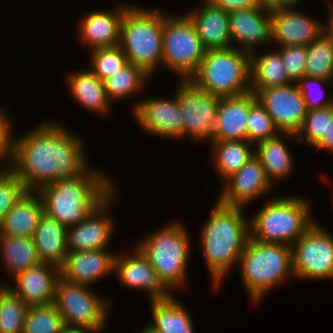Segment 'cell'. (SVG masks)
I'll use <instances>...</instances> for the list:
<instances>
[{"label":"cell","instance_id":"obj_33","mask_svg":"<svg viewBox=\"0 0 333 333\" xmlns=\"http://www.w3.org/2000/svg\"><path fill=\"white\" fill-rule=\"evenodd\" d=\"M150 77L141 67L128 62L118 72L103 81L107 97L113 102L116 99L122 101L133 96L136 92L143 90V85Z\"/></svg>","mask_w":333,"mask_h":333},{"label":"cell","instance_id":"obj_11","mask_svg":"<svg viewBox=\"0 0 333 333\" xmlns=\"http://www.w3.org/2000/svg\"><path fill=\"white\" fill-rule=\"evenodd\" d=\"M316 221L291 246L294 278L333 279V236Z\"/></svg>","mask_w":333,"mask_h":333},{"label":"cell","instance_id":"obj_32","mask_svg":"<svg viewBox=\"0 0 333 333\" xmlns=\"http://www.w3.org/2000/svg\"><path fill=\"white\" fill-rule=\"evenodd\" d=\"M211 146L214 167L223 180L237 172L254 156V150H252L254 144L246 140H215Z\"/></svg>","mask_w":333,"mask_h":333},{"label":"cell","instance_id":"obj_19","mask_svg":"<svg viewBox=\"0 0 333 333\" xmlns=\"http://www.w3.org/2000/svg\"><path fill=\"white\" fill-rule=\"evenodd\" d=\"M116 253L107 249L68 252L60 269V278L74 284L91 286L114 272Z\"/></svg>","mask_w":333,"mask_h":333},{"label":"cell","instance_id":"obj_1","mask_svg":"<svg viewBox=\"0 0 333 333\" xmlns=\"http://www.w3.org/2000/svg\"><path fill=\"white\" fill-rule=\"evenodd\" d=\"M65 127L52 121L42 122L14 138L9 168L23 181L26 191L37 192L56 180L79 176L89 168L81 137Z\"/></svg>","mask_w":333,"mask_h":333},{"label":"cell","instance_id":"obj_4","mask_svg":"<svg viewBox=\"0 0 333 333\" xmlns=\"http://www.w3.org/2000/svg\"><path fill=\"white\" fill-rule=\"evenodd\" d=\"M243 286L254 304L269 290L294 278L292 247L263 243L249 237L238 260Z\"/></svg>","mask_w":333,"mask_h":333},{"label":"cell","instance_id":"obj_43","mask_svg":"<svg viewBox=\"0 0 333 333\" xmlns=\"http://www.w3.org/2000/svg\"><path fill=\"white\" fill-rule=\"evenodd\" d=\"M4 111L3 107L0 106V161L2 162L7 159L9 163L4 167H9L13 155L14 137L12 136L11 118Z\"/></svg>","mask_w":333,"mask_h":333},{"label":"cell","instance_id":"obj_20","mask_svg":"<svg viewBox=\"0 0 333 333\" xmlns=\"http://www.w3.org/2000/svg\"><path fill=\"white\" fill-rule=\"evenodd\" d=\"M15 288L6 285L27 306L54 303L56 285L60 269L54 265L40 263L17 273L14 277Z\"/></svg>","mask_w":333,"mask_h":333},{"label":"cell","instance_id":"obj_2","mask_svg":"<svg viewBox=\"0 0 333 333\" xmlns=\"http://www.w3.org/2000/svg\"><path fill=\"white\" fill-rule=\"evenodd\" d=\"M89 167L83 174L41 187L43 211L68 228L83 221L116 188L110 177Z\"/></svg>","mask_w":333,"mask_h":333},{"label":"cell","instance_id":"obj_45","mask_svg":"<svg viewBox=\"0 0 333 333\" xmlns=\"http://www.w3.org/2000/svg\"><path fill=\"white\" fill-rule=\"evenodd\" d=\"M313 147L333 154V117H327L326 135H323Z\"/></svg>","mask_w":333,"mask_h":333},{"label":"cell","instance_id":"obj_47","mask_svg":"<svg viewBox=\"0 0 333 333\" xmlns=\"http://www.w3.org/2000/svg\"><path fill=\"white\" fill-rule=\"evenodd\" d=\"M256 3L259 7L267 10H273L282 7V0H256Z\"/></svg>","mask_w":333,"mask_h":333},{"label":"cell","instance_id":"obj_37","mask_svg":"<svg viewBox=\"0 0 333 333\" xmlns=\"http://www.w3.org/2000/svg\"><path fill=\"white\" fill-rule=\"evenodd\" d=\"M90 70L102 81L118 72L126 63V55L120 45L91 50Z\"/></svg>","mask_w":333,"mask_h":333},{"label":"cell","instance_id":"obj_38","mask_svg":"<svg viewBox=\"0 0 333 333\" xmlns=\"http://www.w3.org/2000/svg\"><path fill=\"white\" fill-rule=\"evenodd\" d=\"M280 133L266 109L256 100L250 106L247 121V141L255 145Z\"/></svg>","mask_w":333,"mask_h":333},{"label":"cell","instance_id":"obj_8","mask_svg":"<svg viewBox=\"0 0 333 333\" xmlns=\"http://www.w3.org/2000/svg\"><path fill=\"white\" fill-rule=\"evenodd\" d=\"M233 46L206 49L199 68L189 80L219 97L250 92V53Z\"/></svg>","mask_w":333,"mask_h":333},{"label":"cell","instance_id":"obj_17","mask_svg":"<svg viewBox=\"0 0 333 333\" xmlns=\"http://www.w3.org/2000/svg\"><path fill=\"white\" fill-rule=\"evenodd\" d=\"M271 42L279 47L308 46L322 35V22L292 6L270 10Z\"/></svg>","mask_w":333,"mask_h":333},{"label":"cell","instance_id":"obj_49","mask_svg":"<svg viewBox=\"0 0 333 333\" xmlns=\"http://www.w3.org/2000/svg\"><path fill=\"white\" fill-rule=\"evenodd\" d=\"M301 0H282V7H295Z\"/></svg>","mask_w":333,"mask_h":333},{"label":"cell","instance_id":"obj_9","mask_svg":"<svg viewBox=\"0 0 333 333\" xmlns=\"http://www.w3.org/2000/svg\"><path fill=\"white\" fill-rule=\"evenodd\" d=\"M164 13L162 66L180 79H189L199 68L206 48L187 14Z\"/></svg>","mask_w":333,"mask_h":333},{"label":"cell","instance_id":"obj_34","mask_svg":"<svg viewBox=\"0 0 333 333\" xmlns=\"http://www.w3.org/2000/svg\"><path fill=\"white\" fill-rule=\"evenodd\" d=\"M29 306L6 285L0 286V333H23Z\"/></svg>","mask_w":333,"mask_h":333},{"label":"cell","instance_id":"obj_5","mask_svg":"<svg viewBox=\"0 0 333 333\" xmlns=\"http://www.w3.org/2000/svg\"><path fill=\"white\" fill-rule=\"evenodd\" d=\"M310 204L301 195L272 199L249 220L250 238L292 246L316 221L310 215Z\"/></svg>","mask_w":333,"mask_h":333},{"label":"cell","instance_id":"obj_42","mask_svg":"<svg viewBox=\"0 0 333 333\" xmlns=\"http://www.w3.org/2000/svg\"><path fill=\"white\" fill-rule=\"evenodd\" d=\"M330 83L331 80L326 79V78H318V77H313V76H303L302 78L298 79L295 83L299 89V92L303 95V99L305 101L306 105V110H314L318 108H323V107H328L333 105V98H324V90L319 93H323L320 97L319 95H312L313 93L311 92V86L310 85H317V86H322L323 84ZM314 88V87H313ZM316 88V87H315ZM321 89V88H319ZM313 90V89H312ZM318 90V89H317ZM317 94V93H316ZM316 96V97H315ZM314 97V98H313Z\"/></svg>","mask_w":333,"mask_h":333},{"label":"cell","instance_id":"obj_16","mask_svg":"<svg viewBox=\"0 0 333 333\" xmlns=\"http://www.w3.org/2000/svg\"><path fill=\"white\" fill-rule=\"evenodd\" d=\"M225 186L217 201L226 206L242 207L255 199L263 197L274 186L268 180L266 172L254 155L237 172L224 180Z\"/></svg>","mask_w":333,"mask_h":333},{"label":"cell","instance_id":"obj_15","mask_svg":"<svg viewBox=\"0 0 333 333\" xmlns=\"http://www.w3.org/2000/svg\"><path fill=\"white\" fill-rule=\"evenodd\" d=\"M114 190L99 206H97L79 224L67 228V250L88 251L108 249L114 231L113 217L107 213L113 203ZM112 202V203H111Z\"/></svg>","mask_w":333,"mask_h":333},{"label":"cell","instance_id":"obj_48","mask_svg":"<svg viewBox=\"0 0 333 333\" xmlns=\"http://www.w3.org/2000/svg\"><path fill=\"white\" fill-rule=\"evenodd\" d=\"M59 333H95L87 328L64 325Z\"/></svg>","mask_w":333,"mask_h":333},{"label":"cell","instance_id":"obj_12","mask_svg":"<svg viewBox=\"0 0 333 333\" xmlns=\"http://www.w3.org/2000/svg\"><path fill=\"white\" fill-rule=\"evenodd\" d=\"M176 89L183 123V138L198 141H215L213 126L219 110V96L198 88L189 79H180Z\"/></svg>","mask_w":333,"mask_h":333},{"label":"cell","instance_id":"obj_41","mask_svg":"<svg viewBox=\"0 0 333 333\" xmlns=\"http://www.w3.org/2000/svg\"><path fill=\"white\" fill-rule=\"evenodd\" d=\"M282 61L289 78L295 83L305 76V65L307 60V46L289 45L278 47Z\"/></svg>","mask_w":333,"mask_h":333},{"label":"cell","instance_id":"obj_6","mask_svg":"<svg viewBox=\"0 0 333 333\" xmlns=\"http://www.w3.org/2000/svg\"><path fill=\"white\" fill-rule=\"evenodd\" d=\"M178 220L149 233L137 245L148 258L158 278L170 290L185 287L191 254L190 237Z\"/></svg>","mask_w":333,"mask_h":333},{"label":"cell","instance_id":"obj_7","mask_svg":"<svg viewBox=\"0 0 333 333\" xmlns=\"http://www.w3.org/2000/svg\"><path fill=\"white\" fill-rule=\"evenodd\" d=\"M164 12L132 5L124 14L119 45L127 61L153 77L162 65Z\"/></svg>","mask_w":333,"mask_h":333},{"label":"cell","instance_id":"obj_44","mask_svg":"<svg viewBox=\"0 0 333 333\" xmlns=\"http://www.w3.org/2000/svg\"><path fill=\"white\" fill-rule=\"evenodd\" d=\"M210 5L222 8L227 12L252 9L257 6L256 0H205Z\"/></svg>","mask_w":333,"mask_h":333},{"label":"cell","instance_id":"obj_13","mask_svg":"<svg viewBox=\"0 0 333 333\" xmlns=\"http://www.w3.org/2000/svg\"><path fill=\"white\" fill-rule=\"evenodd\" d=\"M255 93L280 132L296 134L306 116L303 95L294 82L290 85L269 87Z\"/></svg>","mask_w":333,"mask_h":333},{"label":"cell","instance_id":"obj_25","mask_svg":"<svg viewBox=\"0 0 333 333\" xmlns=\"http://www.w3.org/2000/svg\"><path fill=\"white\" fill-rule=\"evenodd\" d=\"M43 213L40 195L26 191L0 221V235L32 238Z\"/></svg>","mask_w":333,"mask_h":333},{"label":"cell","instance_id":"obj_3","mask_svg":"<svg viewBox=\"0 0 333 333\" xmlns=\"http://www.w3.org/2000/svg\"><path fill=\"white\" fill-rule=\"evenodd\" d=\"M244 208L216 201L200 231V244L213 286L219 288L238 260L250 237Z\"/></svg>","mask_w":333,"mask_h":333},{"label":"cell","instance_id":"obj_36","mask_svg":"<svg viewBox=\"0 0 333 333\" xmlns=\"http://www.w3.org/2000/svg\"><path fill=\"white\" fill-rule=\"evenodd\" d=\"M64 325L54 303L29 306L23 333H59Z\"/></svg>","mask_w":333,"mask_h":333},{"label":"cell","instance_id":"obj_39","mask_svg":"<svg viewBox=\"0 0 333 333\" xmlns=\"http://www.w3.org/2000/svg\"><path fill=\"white\" fill-rule=\"evenodd\" d=\"M327 117H333V105L307 111L302 126L295 134L296 141L314 146L326 135Z\"/></svg>","mask_w":333,"mask_h":333},{"label":"cell","instance_id":"obj_50","mask_svg":"<svg viewBox=\"0 0 333 333\" xmlns=\"http://www.w3.org/2000/svg\"><path fill=\"white\" fill-rule=\"evenodd\" d=\"M139 333H160V332L156 331L150 325H147L143 329H141Z\"/></svg>","mask_w":333,"mask_h":333},{"label":"cell","instance_id":"obj_18","mask_svg":"<svg viewBox=\"0 0 333 333\" xmlns=\"http://www.w3.org/2000/svg\"><path fill=\"white\" fill-rule=\"evenodd\" d=\"M132 255L116 254L114 273L125 287L148 292L149 301L169 298L172 293L158 278L148 258L136 246Z\"/></svg>","mask_w":333,"mask_h":333},{"label":"cell","instance_id":"obj_14","mask_svg":"<svg viewBox=\"0 0 333 333\" xmlns=\"http://www.w3.org/2000/svg\"><path fill=\"white\" fill-rule=\"evenodd\" d=\"M132 113L137 124L151 135L177 140L183 138V123L176 93L173 99L157 96L138 101Z\"/></svg>","mask_w":333,"mask_h":333},{"label":"cell","instance_id":"obj_29","mask_svg":"<svg viewBox=\"0 0 333 333\" xmlns=\"http://www.w3.org/2000/svg\"><path fill=\"white\" fill-rule=\"evenodd\" d=\"M273 51V52H272ZM258 55L250 53V90L260 91L269 87L290 85L293 81L283 68L278 48Z\"/></svg>","mask_w":333,"mask_h":333},{"label":"cell","instance_id":"obj_24","mask_svg":"<svg viewBox=\"0 0 333 333\" xmlns=\"http://www.w3.org/2000/svg\"><path fill=\"white\" fill-rule=\"evenodd\" d=\"M186 14L194 23L201 43L206 49L233 47L227 11L204 0L202 7Z\"/></svg>","mask_w":333,"mask_h":333},{"label":"cell","instance_id":"obj_30","mask_svg":"<svg viewBox=\"0 0 333 333\" xmlns=\"http://www.w3.org/2000/svg\"><path fill=\"white\" fill-rule=\"evenodd\" d=\"M175 296L151 300L152 322L149 325L160 333H196L190 311Z\"/></svg>","mask_w":333,"mask_h":333},{"label":"cell","instance_id":"obj_35","mask_svg":"<svg viewBox=\"0 0 333 333\" xmlns=\"http://www.w3.org/2000/svg\"><path fill=\"white\" fill-rule=\"evenodd\" d=\"M305 75L333 80V49L323 35L307 46Z\"/></svg>","mask_w":333,"mask_h":333},{"label":"cell","instance_id":"obj_10","mask_svg":"<svg viewBox=\"0 0 333 333\" xmlns=\"http://www.w3.org/2000/svg\"><path fill=\"white\" fill-rule=\"evenodd\" d=\"M90 286L74 284L59 278L54 304L64 324L87 328L95 333L105 331L110 300L93 293Z\"/></svg>","mask_w":333,"mask_h":333},{"label":"cell","instance_id":"obj_23","mask_svg":"<svg viewBox=\"0 0 333 333\" xmlns=\"http://www.w3.org/2000/svg\"><path fill=\"white\" fill-rule=\"evenodd\" d=\"M257 100L252 91L219 98V110L213 131L215 140H246L250 106Z\"/></svg>","mask_w":333,"mask_h":333},{"label":"cell","instance_id":"obj_22","mask_svg":"<svg viewBox=\"0 0 333 333\" xmlns=\"http://www.w3.org/2000/svg\"><path fill=\"white\" fill-rule=\"evenodd\" d=\"M132 5L119 4L111 11H91L79 22V38L91 50L118 45L125 12ZM115 11V12H114Z\"/></svg>","mask_w":333,"mask_h":333},{"label":"cell","instance_id":"obj_46","mask_svg":"<svg viewBox=\"0 0 333 333\" xmlns=\"http://www.w3.org/2000/svg\"><path fill=\"white\" fill-rule=\"evenodd\" d=\"M329 12L330 16L328 19V23H322V35L329 41L333 49V4H329ZM325 24V25H324Z\"/></svg>","mask_w":333,"mask_h":333},{"label":"cell","instance_id":"obj_21","mask_svg":"<svg viewBox=\"0 0 333 333\" xmlns=\"http://www.w3.org/2000/svg\"><path fill=\"white\" fill-rule=\"evenodd\" d=\"M231 42L248 53L271 43L270 10L259 7L228 12Z\"/></svg>","mask_w":333,"mask_h":333},{"label":"cell","instance_id":"obj_40","mask_svg":"<svg viewBox=\"0 0 333 333\" xmlns=\"http://www.w3.org/2000/svg\"><path fill=\"white\" fill-rule=\"evenodd\" d=\"M25 192L23 181L9 167H0V221Z\"/></svg>","mask_w":333,"mask_h":333},{"label":"cell","instance_id":"obj_31","mask_svg":"<svg viewBox=\"0 0 333 333\" xmlns=\"http://www.w3.org/2000/svg\"><path fill=\"white\" fill-rule=\"evenodd\" d=\"M0 256L11 276L41 263L33 238L0 235Z\"/></svg>","mask_w":333,"mask_h":333},{"label":"cell","instance_id":"obj_28","mask_svg":"<svg viewBox=\"0 0 333 333\" xmlns=\"http://www.w3.org/2000/svg\"><path fill=\"white\" fill-rule=\"evenodd\" d=\"M68 87L74 101L81 107L97 114H106L111 108L103 81L90 69L71 72L68 75Z\"/></svg>","mask_w":333,"mask_h":333},{"label":"cell","instance_id":"obj_26","mask_svg":"<svg viewBox=\"0 0 333 333\" xmlns=\"http://www.w3.org/2000/svg\"><path fill=\"white\" fill-rule=\"evenodd\" d=\"M67 228L57 220L42 214L33 241L42 263L60 268L67 256Z\"/></svg>","mask_w":333,"mask_h":333},{"label":"cell","instance_id":"obj_27","mask_svg":"<svg viewBox=\"0 0 333 333\" xmlns=\"http://www.w3.org/2000/svg\"><path fill=\"white\" fill-rule=\"evenodd\" d=\"M280 136H283V139H296L293 133L281 132L280 135L278 134L254 145V155L261 162L272 185L277 180H285L294 168L290 149H288V146L285 145L284 140Z\"/></svg>","mask_w":333,"mask_h":333}]
</instances>
